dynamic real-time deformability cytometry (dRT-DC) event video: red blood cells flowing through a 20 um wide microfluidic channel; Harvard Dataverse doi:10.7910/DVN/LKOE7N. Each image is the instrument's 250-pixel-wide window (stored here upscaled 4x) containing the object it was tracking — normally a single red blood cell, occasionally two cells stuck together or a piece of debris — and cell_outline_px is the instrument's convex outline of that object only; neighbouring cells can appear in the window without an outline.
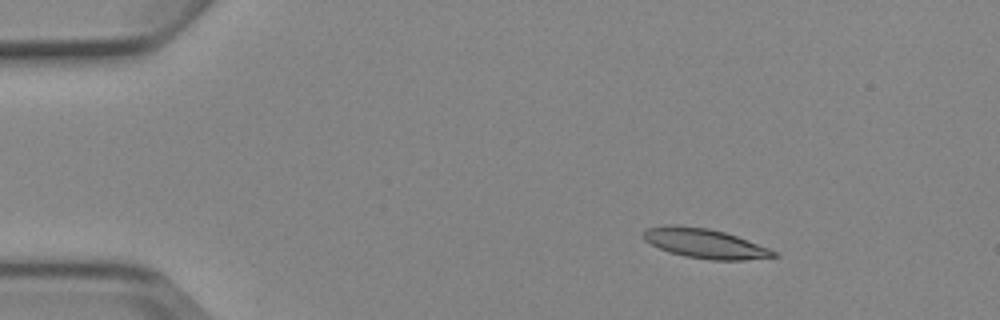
{"species": "Egyptian fruit bat (a non-hibernating species)", "species_latin": "Rousettus aegyptiacus", "temperature_condition": "cold", "stored_images_in_passage": 5, "camera_frame_rate_fps": 3000, "um_per_image_px": 0.085, "animal": {"sex": "female"}, "frame": {"image": 1, "passage_image": 2, "time_ms": 1.333, "image_size_px": [1000, 320], "cell_outline_px": [[780, 256], [744, 260], [712, 260], [684, 256], [668, 252], [644, 240], [640, 236], [648, 228], [664, 224], [676, 224], [708, 228], [724, 232], [736, 236], [780, 252]], "centroid_in_image_um": [59.91, 20.69], "position_along_channel_um": 25.1, "area_um2": 22.66}}
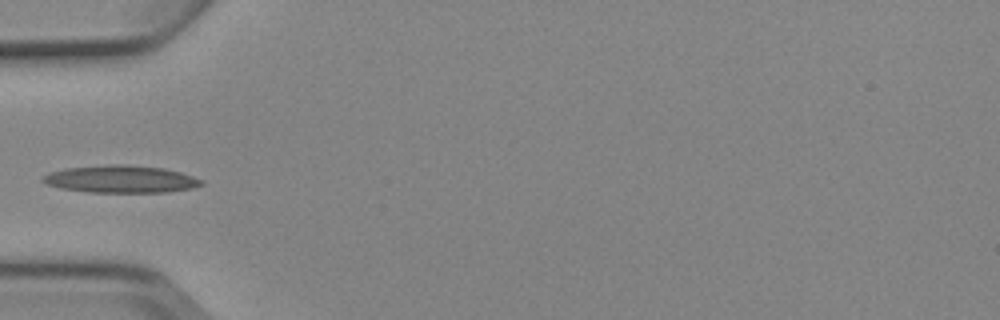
{"frame": {"image": 2, "passage_image": 5, "time_ms": 4.667, "image_size_px": [1000, 320], "cell_outline_px": [[204, 184], [192, 188], [168, 192], [88, 192], [60, 188], [44, 184], [40, 180], [40, 176], [48, 172], [64, 168], [112, 164], [128, 164], [164, 168], [180, 172], [204, 180]], "centroid_in_image_um": [10.22, 15.22], "position_along_channel_um": 74.8, "area_um2": 25.66}}